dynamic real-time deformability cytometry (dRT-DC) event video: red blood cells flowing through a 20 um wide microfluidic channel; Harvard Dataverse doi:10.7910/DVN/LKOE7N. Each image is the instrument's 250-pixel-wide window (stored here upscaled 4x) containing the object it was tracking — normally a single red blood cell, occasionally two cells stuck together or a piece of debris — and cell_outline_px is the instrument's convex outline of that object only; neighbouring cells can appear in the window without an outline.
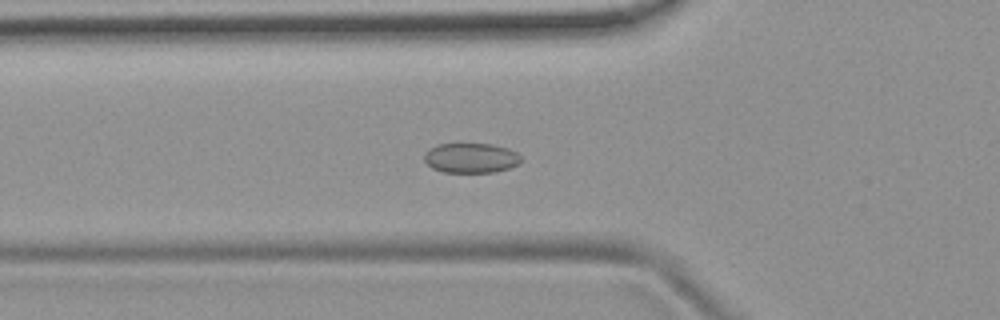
{"species": "common noctule bat (a hibernating species)", "species_latin": "Nyctalus noctula", "temperature_condition": "room temperature", "stored_images_in_passage": 53, "camera_frame_rate_fps": 3000, "um_per_image_px": 0.085, "animal": {"sex": "female", "body_mass_g": 19.9}, "frame": {"image": 1, "passage_image": 19, "time_ms": 6.0, "image_size_px": [1000, 320], "cell_outline_px": [[520, 164], [508, 168], [492, 172], [444, 172], [432, 168], [424, 160], [424, 152], [428, 148], [436, 144], [492, 144], [508, 148], [516, 152], [520, 156]], "centroid_in_image_um": [40.0, 13.42], "position_along_channel_um": 85.8, "area_um2": 16.88}}
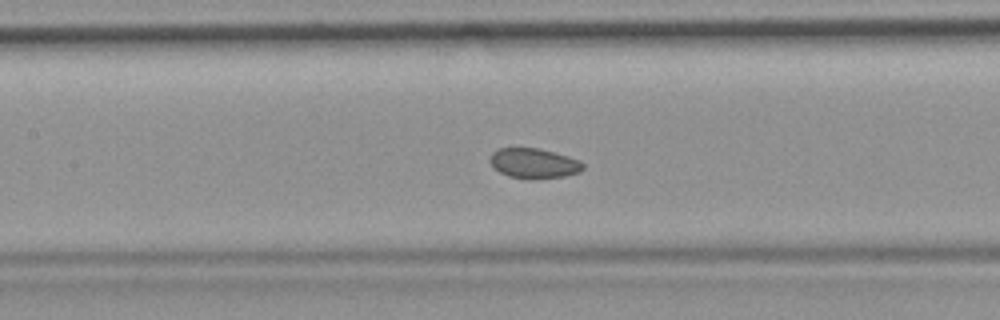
{"frame": {"image": 2, "passage_image": 25, "time_ms": 8.0, "image_size_px": [1000, 320], "cell_outline_px": [[584, 168], [580, 172], [564, 176], [536, 180], [528, 180], [508, 176], [500, 172], [488, 160], [492, 152], [500, 148], [540, 148], [556, 152], [580, 160], [584, 164]], "centroid_in_image_um": [45.4, 13.89], "position_along_channel_um": 162.0, "area_um2": 16.59}}
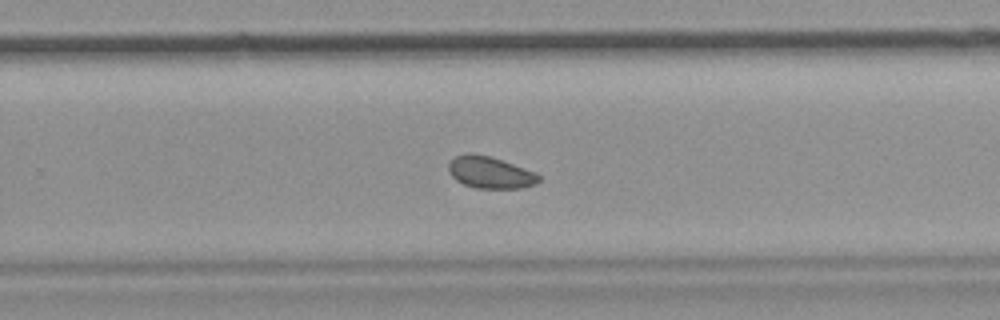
{"frame": {"image": 3, "passage_image": 35, "time_ms": 11.333, "image_size_px": [1000, 320], "cell_outline_px": [[540, 180], [536, 184], [520, 188], [476, 188], [464, 184], [456, 180], [448, 172], [448, 164], [456, 156], [464, 152], [472, 152], [488, 156], [536, 172], [540, 176]], "centroid_in_image_um": [41.64, 14.65], "position_along_channel_um": 288.2, "area_um2": 16.7}, "authors_computed_cell_mechanics": {"area_um2": 17.34, "velocity_mm_per_s": 3.8022, "shape_relaxation_time_tau1_ms": null, "shape_relaxation_time_tau2_ms": 3.7972, "deformation_change_tau1": null, "deformation_change_tau2": 0.071}}